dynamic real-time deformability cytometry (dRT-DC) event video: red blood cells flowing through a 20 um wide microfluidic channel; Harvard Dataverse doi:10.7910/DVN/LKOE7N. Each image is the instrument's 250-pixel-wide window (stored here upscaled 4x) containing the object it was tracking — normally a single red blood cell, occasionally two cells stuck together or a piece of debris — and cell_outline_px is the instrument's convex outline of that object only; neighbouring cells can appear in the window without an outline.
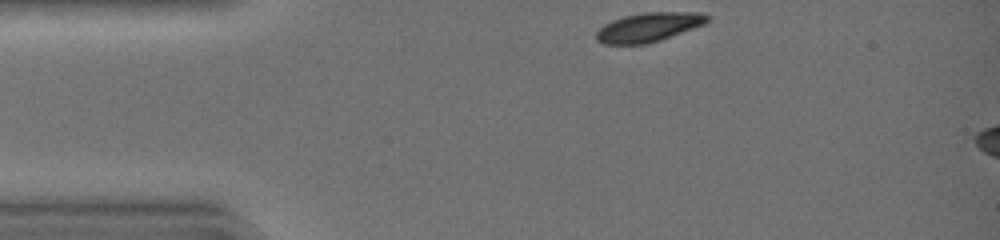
{"species": "common noctule bat (a hibernating species)", "species_latin": "Nyctalus noctula", "temperature_condition": "warm", "stored_images_in_passage": 5, "camera_frame_rate_fps": 3000, "um_per_image_px": 0.085, "animal": {"sex": "female", "body_mass_g": 19.0, "forearm_length_mm": 51.5}, "frame": {"image": 1, "passage_image": 1, "time_ms": 0.0, "image_size_px": [1000, 240], "cell_outline_px": [[708, 20], [704, 24], [660, 40], [648, 44], [604, 44], [596, 40], [596, 32], [604, 24], [612, 20], [624, 16], [644, 12], [700, 12], [708, 16]], "centroid_in_image_um": [55.1, 2.31], "position_along_channel_um": 29.9, "area_um2": 18.73}}